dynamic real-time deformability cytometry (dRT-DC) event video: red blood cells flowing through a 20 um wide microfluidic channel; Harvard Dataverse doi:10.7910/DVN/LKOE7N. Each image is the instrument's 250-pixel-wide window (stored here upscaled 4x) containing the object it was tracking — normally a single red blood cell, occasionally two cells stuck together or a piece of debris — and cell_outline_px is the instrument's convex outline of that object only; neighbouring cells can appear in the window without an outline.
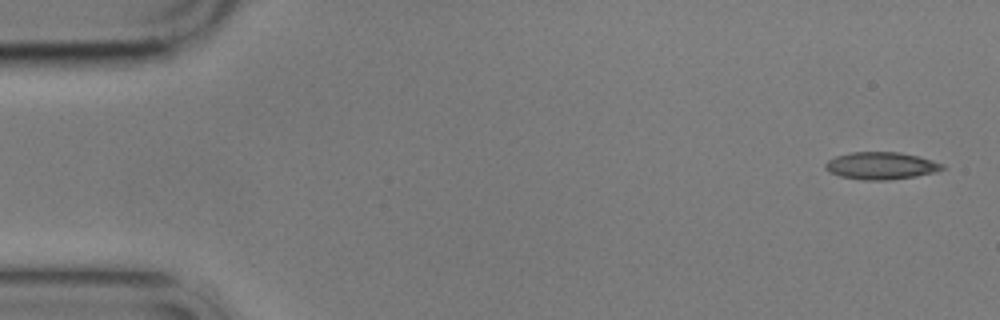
{"species": "common noctule bat (a hibernating species)", "species_latin": "Nyctalus noctula", "temperature_condition": "cold", "stored_images_in_passage": 5, "camera_frame_rate_fps": 3000, "um_per_image_px": 0.085, "animal": {"sex": "male", "body_mass_g": 17.9}, "frame": {"image": 1, "passage_image": 1, "time_ms": 0.0, "image_size_px": [1000, 320], "cell_outline_px": [[944, 168], [936, 172], [916, 176], [888, 180], [864, 180], [840, 176], [828, 172], [824, 168], [824, 164], [828, 160], [836, 156], [852, 152], [900, 152], [932, 160], [944, 164]], "centroid_in_image_um": [74.86, 14.09], "position_along_channel_um": 10.1, "area_um2": 18.61}}
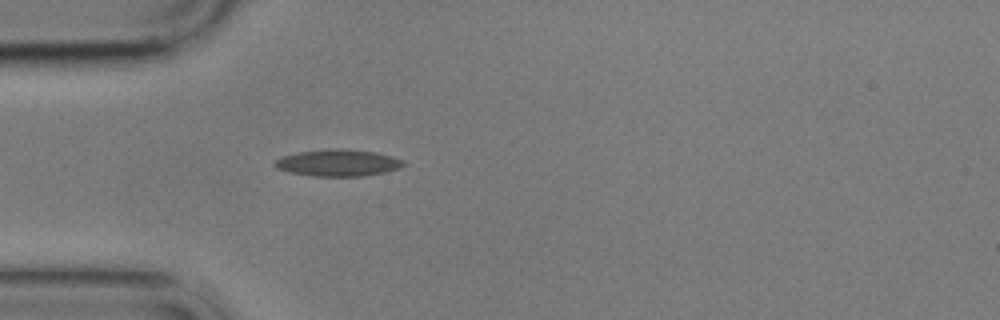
{"frame": {"image": 2, "passage_image": 5, "time_ms": 4.667, "image_size_px": [1000, 320], "cell_outline_px": [[404, 164], [400, 168], [384, 172], [364, 176], [312, 176], [292, 172], [276, 168], [272, 164], [276, 160], [284, 156], [296, 152], [332, 148], [344, 148], [376, 152], [392, 156], [404, 160]], "centroid_in_image_um": [28.74, 13.83], "position_along_channel_um": 56.3, "area_um2": 20.11}}